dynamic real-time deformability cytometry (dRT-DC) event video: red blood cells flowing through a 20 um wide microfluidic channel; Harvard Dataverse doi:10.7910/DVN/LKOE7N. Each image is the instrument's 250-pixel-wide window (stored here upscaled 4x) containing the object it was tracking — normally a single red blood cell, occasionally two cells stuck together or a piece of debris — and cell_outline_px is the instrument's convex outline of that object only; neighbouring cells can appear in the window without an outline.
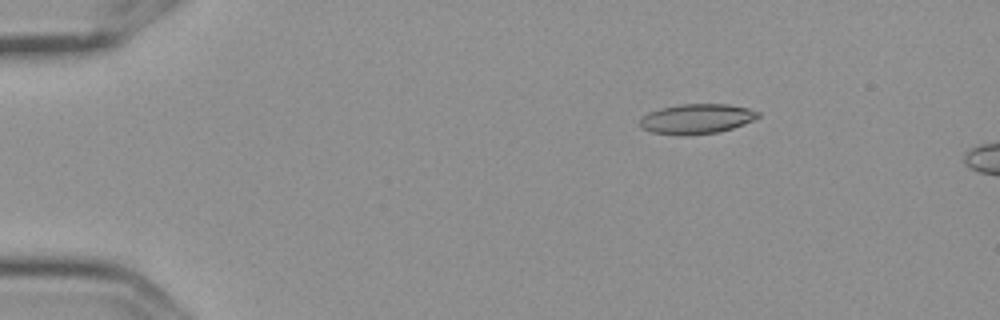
{"species": "Egyptian fruit bat (a non-hibernating species)", "species_latin": "Rousettus aegyptiacus", "temperature_condition": "cold", "stored_images_in_passage": 4, "camera_frame_rate_fps": 3000, "um_per_image_px": 0.085, "frame": {"image": 1, "passage_image": 2, "time_ms": 0.333, "image_size_px": [1000, 320], "cell_outline_px": [[760, 116], [744, 124], [732, 128], [716, 132], [688, 136], [680, 136], [652, 132], [640, 128], [640, 120], [648, 112], [660, 108], [680, 104], [728, 104], [748, 108], [760, 112]], "centroid_in_image_um": [59.2, 10.11], "position_along_channel_um": 25.8, "area_um2": 20.69}}